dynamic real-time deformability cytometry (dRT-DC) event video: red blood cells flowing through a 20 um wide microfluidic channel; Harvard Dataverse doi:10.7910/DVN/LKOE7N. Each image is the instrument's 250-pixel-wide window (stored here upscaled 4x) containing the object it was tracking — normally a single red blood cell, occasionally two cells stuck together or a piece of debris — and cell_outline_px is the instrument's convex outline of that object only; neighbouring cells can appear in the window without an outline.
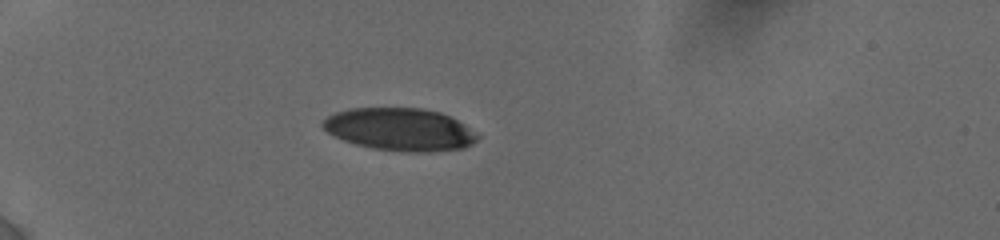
{"species": "human", "species_latin": "Homo sapiens", "temperature_condition": "cold", "stored_images_in_passage": 15, "camera_frame_rate_fps": 3000, "um_per_image_px": 0.085, "donor": {"sex": "female"}, "frame": {"image": 1, "passage_image": 1, "time_ms": 0.0, "image_size_px": [1000, 240], "cell_outline_px": [[480, 136], [472, 144], [464, 148], [432, 152], [408, 152], [372, 148], [356, 144], [344, 140], [328, 132], [320, 124], [328, 116], [336, 112], [352, 108], [420, 108], [440, 112], [464, 124]], "centroid_in_image_um": [34.01, 11.0], "position_along_channel_um": 51.0, "area_um2": 38.21}}
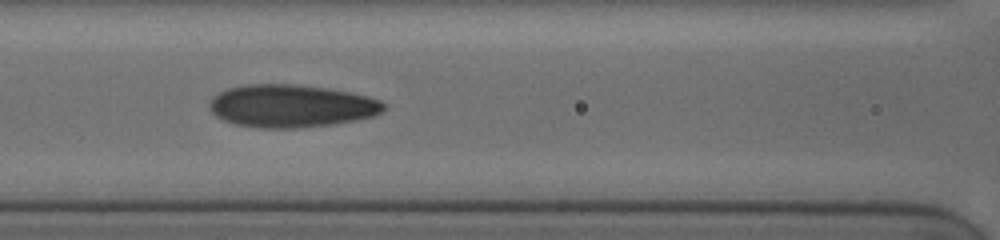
{"frame": {"image": 2, "passage_image": 9, "time_ms": 3.333, "image_size_px": [1000, 240], "cell_outline_px": [[384, 112], [376, 116], [336, 124], [296, 128], [256, 128], [236, 124], [224, 120], [216, 116], [208, 108], [208, 104], [212, 96], [228, 88], [244, 84], [296, 84], [324, 88], [348, 92], [368, 96], [380, 100], [384, 104]], "centroid_in_image_um": [24.75, 9.01], "position_along_channel_um": 141.9, "area_um2": 43.7}}
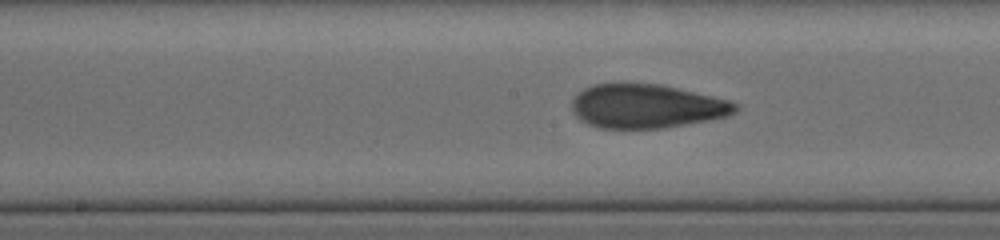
{"frame": {"image": 3, "passage_image": 13, "time_ms": 4.667, "image_size_px": [1000, 240], "cell_outline_px": [[740, 108], [736, 112], [728, 116], [708, 120], [664, 128], [600, 128], [588, 124], [580, 120], [572, 112], [572, 100], [584, 88], [596, 84], [660, 84], [712, 96], [728, 100], [740, 104]], "centroid_in_image_um": [54.98, 9.04], "position_along_channel_um": 193.2, "area_um2": 41.67}}